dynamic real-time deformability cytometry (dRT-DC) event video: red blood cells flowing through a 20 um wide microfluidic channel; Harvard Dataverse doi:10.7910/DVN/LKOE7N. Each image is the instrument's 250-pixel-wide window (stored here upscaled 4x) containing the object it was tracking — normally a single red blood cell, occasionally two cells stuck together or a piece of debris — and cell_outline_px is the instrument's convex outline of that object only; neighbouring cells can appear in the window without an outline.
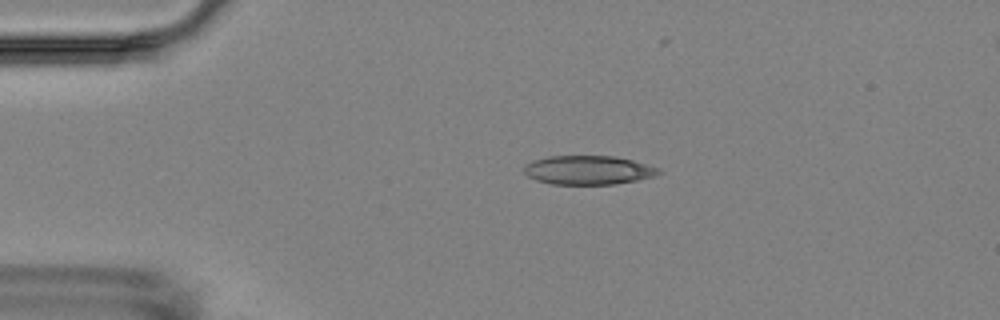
{"species": "Egyptian fruit bat (a non-hibernating species)", "species_latin": "Rousettus aegyptiacus", "temperature_condition": "room temperature", "stored_images_in_passage": 5, "camera_frame_rate_fps": 3000, "um_per_image_px": 0.085, "animal": {"sex": "female"}, "frame": {"image": 1, "passage_image": 3, "time_ms": 2.333, "image_size_px": [1000, 320], "cell_outline_px": [[664, 172], [656, 176], [636, 180], [612, 184], [552, 184], [536, 180], [528, 176], [524, 172], [524, 164], [532, 160], [548, 156], [612, 156], [632, 160], [660, 168]], "centroid_in_image_um": [50.0, 14.45], "position_along_channel_um": 35.0, "area_um2": 22.77}}